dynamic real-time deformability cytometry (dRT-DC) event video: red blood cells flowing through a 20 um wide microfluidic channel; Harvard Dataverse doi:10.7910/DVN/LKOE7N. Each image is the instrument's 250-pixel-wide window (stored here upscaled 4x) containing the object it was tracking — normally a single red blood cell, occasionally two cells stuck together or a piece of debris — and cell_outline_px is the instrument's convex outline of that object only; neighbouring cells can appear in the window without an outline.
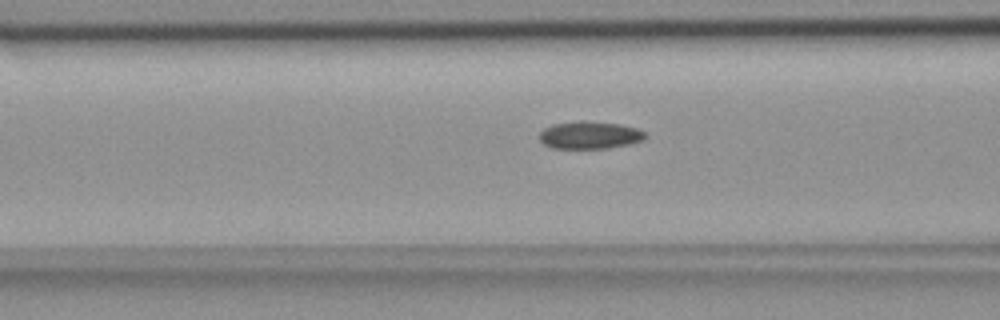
{"species": "common noctule bat (a hibernating species)", "species_latin": "Nyctalus noctula", "temperature_condition": "room temperature", "stored_images_in_passage": 30, "camera_frame_rate_fps": 3000, "um_per_image_px": 0.085, "animal": {"sex": "female", "body_mass_g": 18.4}, "frame": {"image": 1, "passage_image": 5, "time_ms": 1.333, "image_size_px": [1000, 320], "cell_outline_px": [[648, 136], [644, 140], [628, 144], [608, 148], [552, 148], [544, 144], [540, 140], [540, 132], [544, 128], [552, 124], [576, 120], [588, 120], [620, 124], [636, 128], [644, 132]], "centroid_in_image_um": [50.12, 11.46], "position_along_channel_um": 116.5, "area_um2": 17.17}}
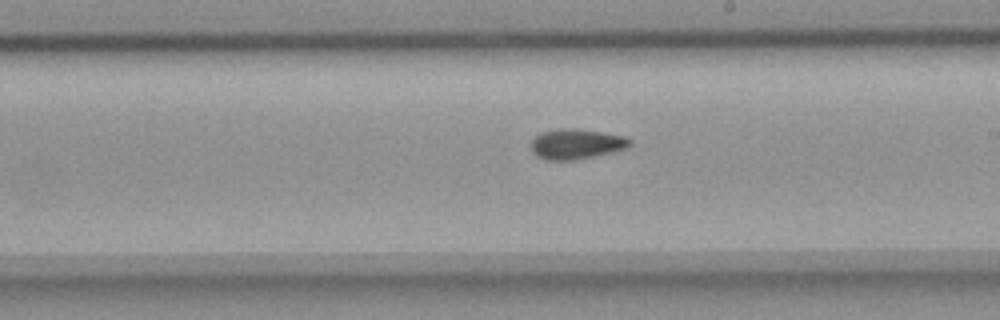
{"frame": {"image": 2, "passage_image": 15, "time_ms": 4.667, "image_size_px": [1000, 320], "cell_outline_px": [[632, 144], [628, 148], [612, 152], [576, 160], [544, 160], [536, 156], [532, 152], [532, 140], [540, 132], [560, 128], [576, 128], [624, 136], [632, 140]], "centroid_in_image_um": [48.98, 12.24], "position_along_channel_um": 240.0, "area_um2": 17.51}}
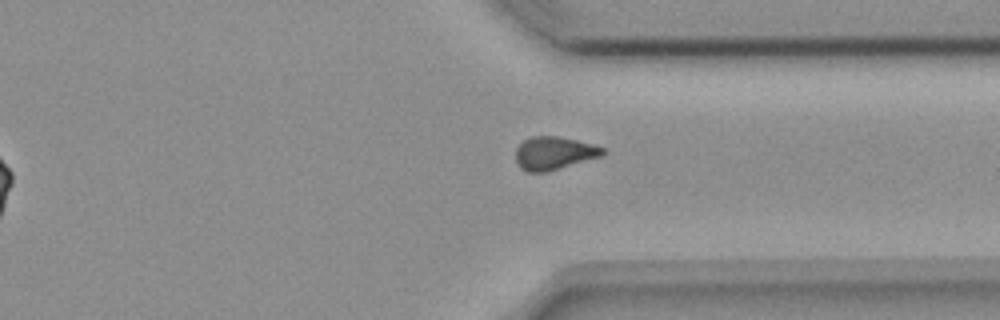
{"frame": {"image": 3, "passage_image": 25, "time_ms": 8.0, "image_size_px": [1000, 320], "cell_outline_px": [[608, 152], [600, 156], [544, 172], [528, 172], [520, 168], [516, 164], [516, 148], [524, 140], [532, 136], [556, 136], [576, 140], [592, 144], [604, 148]], "centroid_in_image_um": [47.06, 13.01], "position_along_channel_um": 364.3, "area_um2": 16.53}, "authors_computed_cell_mechanics": {"area_um2": 16.8776, "velocity_mm_per_s": 3.7168, "shape_relaxation_time_tau1_ms": null, "shape_relaxation_time_tau2_ms": 4.1589, "deformation_change_tau1": null, "deformation_change_tau2": 0.0938}}